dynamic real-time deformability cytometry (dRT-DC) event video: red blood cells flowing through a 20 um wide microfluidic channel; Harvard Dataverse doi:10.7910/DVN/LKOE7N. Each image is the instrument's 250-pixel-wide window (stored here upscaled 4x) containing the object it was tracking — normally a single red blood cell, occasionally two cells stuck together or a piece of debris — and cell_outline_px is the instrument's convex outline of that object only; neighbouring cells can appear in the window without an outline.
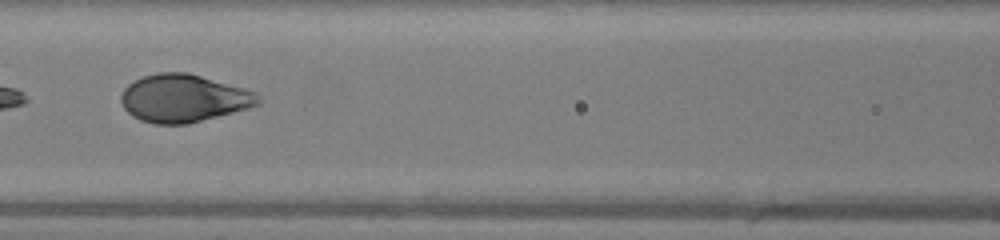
{"species": "human", "species_latin": "Homo sapiens", "temperature_condition": "warm", "stored_images_in_passage": 25, "camera_frame_rate_fps": 3000, "um_per_image_px": 0.085, "donor": {"sex": "female"}, "frame": {"image": 1, "passage_image": 20, "time_ms": 6.333, "image_size_px": [1000, 240], "cell_outline_px": [[260, 104], [248, 108], [188, 124], [156, 124], [140, 120], [132, 116], [124, 108], [120, 100], [120, 96], [124, 88], [128, 84], [144, 76], [156, 72], [188, 72], [244, 88], [256, 92], [260, 96]], "centroid_in_image_um": [15.6, 8.35], "position_along_channel_um": 151.0, "area_um2": 38.21}}
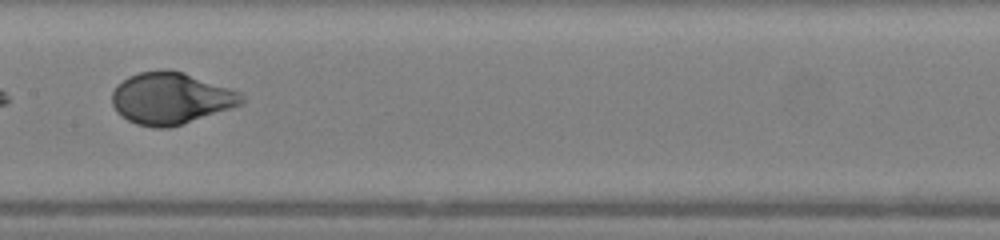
{"frame": {"image": 2, "passage_image": 23, "time_ms": 7.333, "image_size_px": [1000, 240], "cell_outline_px": [[244, 100], [240, 104], [168, 128], [156, 128], [136, 124], [120, 116], [116, 112], [112, 104], [112, 92], [116, 84], [128, 76], [140, 72], [164, 68], [184, 72], [240, 92], [244, 96]], "centroid_in_image_um": [14.44, 8.33], "position_along_channel_um": 193.0, "area_um2": 38.84}}